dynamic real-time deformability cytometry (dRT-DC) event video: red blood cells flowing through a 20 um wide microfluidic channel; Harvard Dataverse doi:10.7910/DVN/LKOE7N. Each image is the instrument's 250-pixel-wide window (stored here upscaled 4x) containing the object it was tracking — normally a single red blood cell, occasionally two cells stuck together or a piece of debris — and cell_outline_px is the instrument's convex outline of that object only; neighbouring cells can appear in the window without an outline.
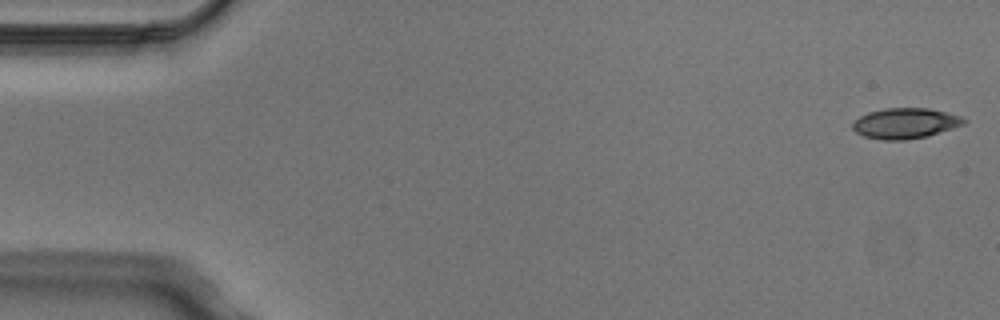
{"species": "Egyptian fruit bat (a non-hibernating species)", "species_latin": "Rousettus aegyptiacus", "temperature_condition": "cold", "stored_images_in_passage": 5, "segment_of_instrument_passage": [1, 2], "camera_frame_rate_fps": 3000, "um_per_image_px": 0.085, "animal": {"sex": "male"}, "frame": {"image": 1, "passage_image": 1, "time_ms": 0.0, "image_size_px": [1000, 320], "cell_outline_px": [[968, 120], [964, 124], [928, 136], [904, 140], [884, 140], [864, 136], [856, 132], [852, 128], [852, 124], [860, 116], [868, 112], [884, 108], [928, 108], [960, 116]], "centroid_in_image_um": [76.93, 10.48], "position_along_channel_um": 8.1, "area_um2": 19.65}}